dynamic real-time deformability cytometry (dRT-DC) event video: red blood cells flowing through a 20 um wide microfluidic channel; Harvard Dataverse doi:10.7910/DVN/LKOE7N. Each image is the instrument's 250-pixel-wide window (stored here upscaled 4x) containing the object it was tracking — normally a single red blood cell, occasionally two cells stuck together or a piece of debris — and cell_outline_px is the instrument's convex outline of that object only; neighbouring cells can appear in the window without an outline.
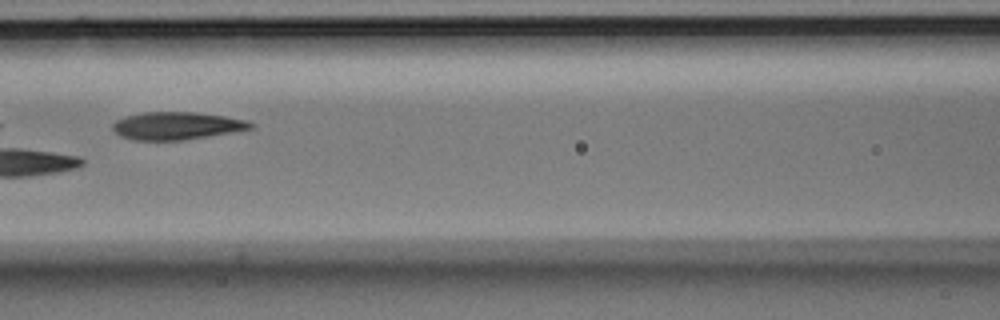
{"species": "Egyptian fruit bat (a non-hibernating species)", "species_latin": "Rousettus aegyptiacus", "temperature_condition": "room temperature", "stored_images_in_passage": 4, "camera_frame_rate_fps": 3000, "um_per_image_px": 0.085, "animal": {"sex": "male"}, "frame": {"image": 1, "passage_image": 4, "time_ms": 1.0, "image_size_px": [1000, 320], "cell_outline_px": [[256, 128], [184, 140], [132, 140], [120, 136], [112, 128], [112, 124], [116, 120], [128, 116], [144, 112], [196, 112], [224, 116], [248, 120], [256, 124]], "centroid_in_image_um": [15.07, 10.69], "position_along_channel_um": 151.5, "area_um2": 22.31}}